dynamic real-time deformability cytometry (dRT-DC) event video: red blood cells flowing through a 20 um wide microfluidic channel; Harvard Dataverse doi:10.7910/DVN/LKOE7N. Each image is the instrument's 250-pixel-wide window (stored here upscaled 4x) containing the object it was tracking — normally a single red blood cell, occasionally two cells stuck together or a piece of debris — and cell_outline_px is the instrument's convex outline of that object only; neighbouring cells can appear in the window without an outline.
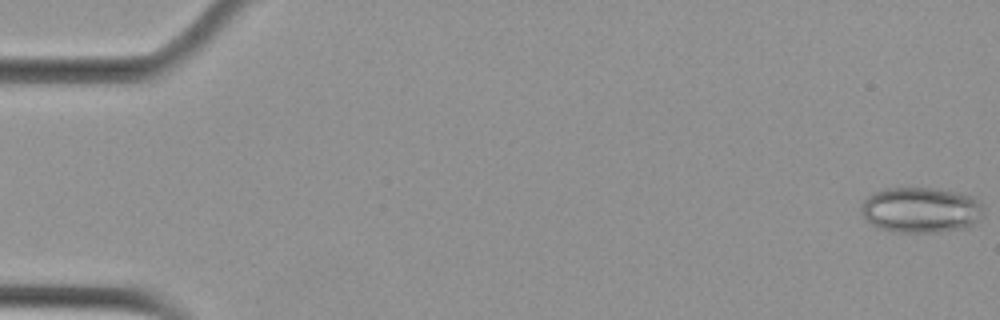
{"species": "Egyptian fruit bat (a non-hibernating species)", "species_latin": "Rousettus aegyptiacus", "temperature_condition": "cold", "stored_images_in_passage": 12, "camera_frame_rate_fps": 3000, "um_per_image_px": 0.085, "animal": {"sex": "female"}, "frame": {"image": 1, "passage_image": 1, "time_ms": 0.0, "image_size_px": [1000, 320], "cell_outline_px": [[984, 216], [968, 228], [936, 232], [896, 232], [880, 228], [872, 224], [860, 212], [860, 208], [864, 200], [868, 196], [884, 188], [932, 188], [956, 192], [972, 196], [984, 208]], "centroid_in_image_um": [78.3, 17.85], "position_along_channel_um": 6.7, "area_um2": 32.54}}